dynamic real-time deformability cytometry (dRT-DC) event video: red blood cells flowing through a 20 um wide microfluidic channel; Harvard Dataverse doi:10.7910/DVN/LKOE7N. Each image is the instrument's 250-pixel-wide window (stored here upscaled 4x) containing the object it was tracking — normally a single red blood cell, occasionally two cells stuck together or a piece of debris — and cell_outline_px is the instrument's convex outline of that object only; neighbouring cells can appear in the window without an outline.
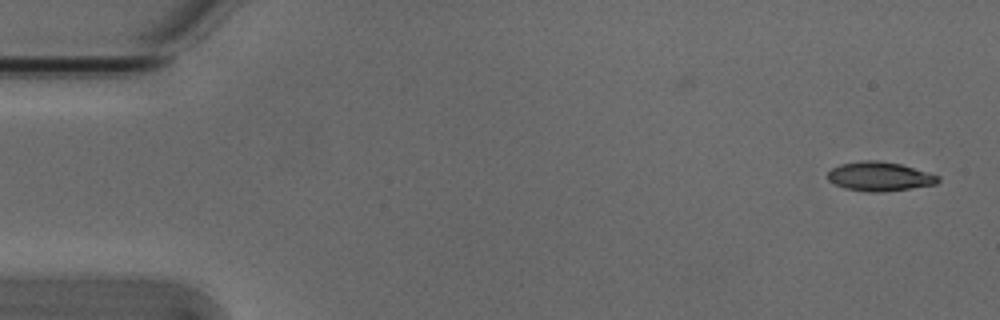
{"species": "Egyptian fruit bat (a non-hibernating species)", "species_latin": "Rousettus aegyptiacus", "temperature_condition": "cold", "stored_images_in_passage": 53, "camera_frame_rate_fps": 3000, "um_per_image_px": 0.085, "animal": {"sex": "male"}, "frame": {"image": 1, "passage_image": 1, "time_ms": 0.0, "image_size_px": [1000, 320], "cell_outline_px": [[940, 180], [936, 184], [884, 192], [868, 192], [844, 188], [828, 180], [828, 172], [832, 168], [840, 164], [860, 160], [876, 160], [900, 164], [928, 172], [940, 176]], "centroid_in_image_um": [74.76, 14.99], "position_along_channel_um": 10.2, "area_um2": 18.73}}
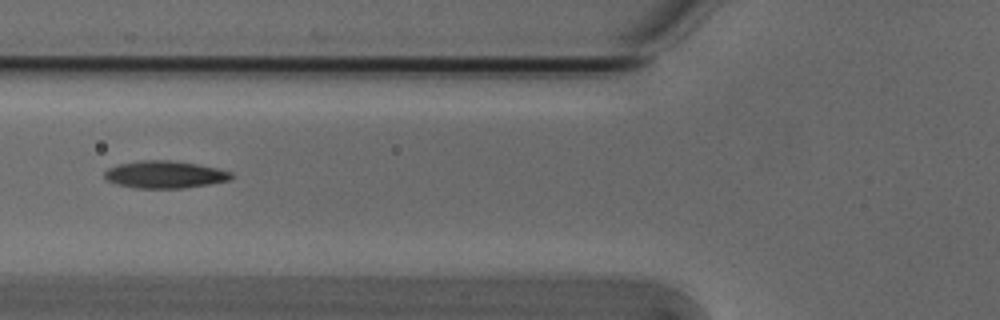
{"frame": {"image": 2, "passage_image": 19, "time_ms": 6.0, "image_size_px": [1000, 320], "cell_outline_px": [[232, 176], [228, 180], [208, 184], [184, 188], [136, 188], [116, 184], [108, 180], [104, 176], [104, 172], [108, 168], [120, 164], [144, 160], [168, 160], [196, 164], [216, 168], [232, 172]], "centroid_in_image_um": [13.98, 14.84], "position_along_channel_um": 111.8, "area_um2": 19.88}}
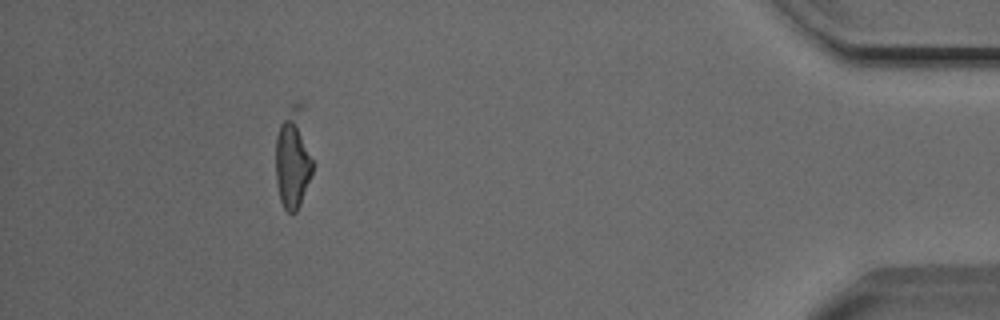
{"frame": {"image": 3, "passage_image": 47, "time_ms": 15.333, "image_size_px": [1000, 320], "cell_outline_px": [[316, 164], [312, 176], [300, 204], [296, 212], [288, 212], [284, 208], [280, 200], [276, 180], [276, 136], [280, 124], [292, 104], [296, 100], [304, 100]], "centroid_in_image_um": [25.0, 13.33], "position_along_channel_um": 410.2, "area_um2": 23.29}, "authors_computed_cell_mechanics": {"area_um2": 19.074, "velocity_mm_per_s": 3.8575, "shape_relaxation_time_tau1_ms": 5.3561, "shape_relaxation_time_tau2_ms": 2.1966, "deformation_change_tau1": 0.1733, "deformation_change_tau2": 0.099}}